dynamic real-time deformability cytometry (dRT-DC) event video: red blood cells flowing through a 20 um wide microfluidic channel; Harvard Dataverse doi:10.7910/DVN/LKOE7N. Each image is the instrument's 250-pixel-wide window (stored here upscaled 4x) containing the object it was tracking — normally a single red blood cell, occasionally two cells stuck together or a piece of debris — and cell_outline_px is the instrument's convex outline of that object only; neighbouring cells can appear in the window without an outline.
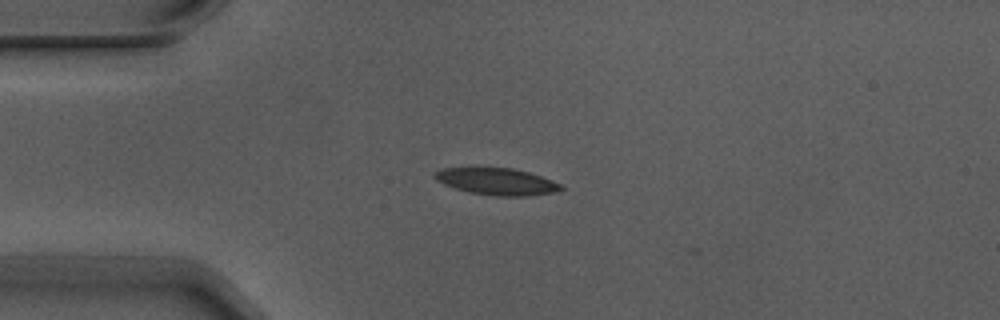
{"species": "Egyptian fruit bat (a non-hibernating species)", "species_latin": "Rousettus aegyptiacus", "temperature_condition": "warm", "stored_images_in_passage": 2, "camera_frame_rate_fps": 3000, "um_per_image_px": 0.085, "animal": {"sex": "male"}, "frame": {"image": 1, "passage_image": 1, "time_ms": 0.0, "image_size_px": [1000, 320], "cell_outline_px": [[564, 188], [552, 192], [528, 196], [496, 196], [468, 192], [444, 184], [436, 180], [432, 176], [432, 172], [440, 168], [512, 168], [528, 172], [552, 180], [560, 184]], "centroid_in_image_um": [42.17, 15.42], "position_along_channel_um": 42.8, "area_um2": 19.65}}